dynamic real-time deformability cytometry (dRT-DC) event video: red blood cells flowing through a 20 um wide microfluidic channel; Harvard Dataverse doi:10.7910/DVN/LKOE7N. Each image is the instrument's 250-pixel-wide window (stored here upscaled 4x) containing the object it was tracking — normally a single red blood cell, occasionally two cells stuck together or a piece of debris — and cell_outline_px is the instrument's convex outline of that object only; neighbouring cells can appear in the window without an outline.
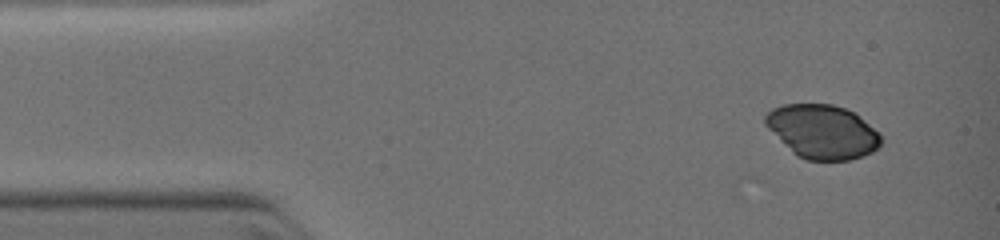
{"species": "common noctule bat (a hibernating species)", "species_latin": "Nyctalus noctula", "temperature_condition": "warm", "stored_images_in_passage": 8, "camera_frame_rate_fps": 3000, "um_per_image_px": 0.085, "animal": {"sex": "female", "body_mass_g": 19.0, "forearm_length_mm": 51.5}, "frame": {"image": 1, "passage_image": 2, "time_ms": 0.667, "image_size_px": [1000, 240], "cell_outline_px": [[880, 144], [872, 152], [848, 160], [804, 160], [796, 156], [764, 124], [764, 116], [772, 108], [784, 104], [832, 104], [844, 108], [852, 112], [868, 124], [880, 136]], "centroid_in_image_um": [69.84, 11.19], "position_along_channel_um": 15.2, "area_um2": 35.78}}